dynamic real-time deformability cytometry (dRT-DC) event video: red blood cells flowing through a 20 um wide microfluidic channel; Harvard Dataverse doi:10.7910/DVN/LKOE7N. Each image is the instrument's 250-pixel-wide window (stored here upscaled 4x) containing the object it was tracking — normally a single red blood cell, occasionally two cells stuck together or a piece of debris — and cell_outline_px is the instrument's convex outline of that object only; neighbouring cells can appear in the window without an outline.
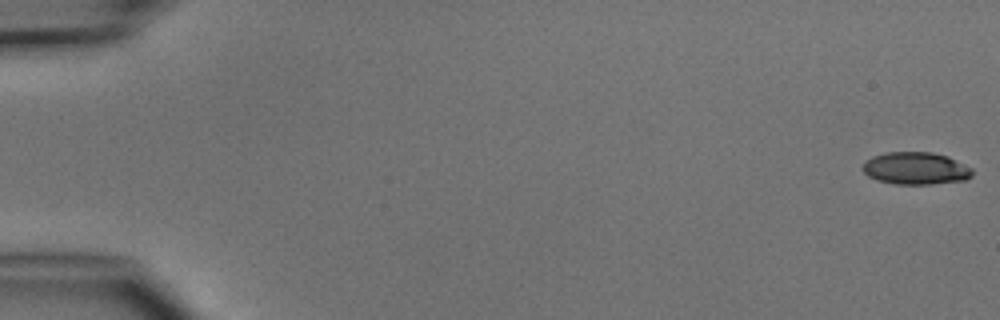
{"species": "common noctule bat (a hibernating species)", "species_latin": "Nyctalus noctula", "temperature_condition": "cold", "stored_images_in_passage": 2, "camera_frame_rate_fps": 3000, "um_per_image_px": 0.085, "animal": {"sex": "male", "body_mass_g": 15.6}, "frame": {"image": 1, "passage_image": 1, "time_ms": 0.0, "image_size_px": [1000, 320], "cell_outline_px": [[972, 176], [968, 180], [932, 184], [896, 184], [876, 180], [868, 176], [864, 172], [864, 160], [872, 156], [888, 152], [932, 152], [948, 156], [972, 168]], "centroid_in_image_um": [77.85, 14.31], "position_along_channel_um": 7.1, "area_um2": 20.81}}